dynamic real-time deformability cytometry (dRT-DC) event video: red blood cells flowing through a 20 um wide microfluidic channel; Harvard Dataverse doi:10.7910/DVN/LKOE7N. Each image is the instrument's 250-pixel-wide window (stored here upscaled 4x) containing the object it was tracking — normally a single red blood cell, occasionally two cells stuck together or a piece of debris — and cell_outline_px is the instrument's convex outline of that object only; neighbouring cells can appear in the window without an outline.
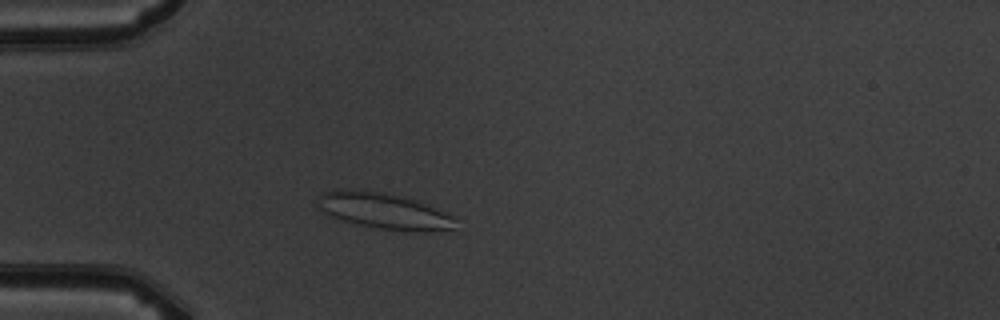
{"species": "common noctule bat (a hibernating species)", "species_latin": "Nyctalus noctula", "temperature_condition": "warm", "stored_images_in_passage": 2, "camera_frame_rate_fps": 3000, "um_per_image_px": 0.085, "animal": {"sex": "male", "body_mass_g": 19.5, "forearm_length_mm": 54.6}, "frame": {"image": 1, "passage_image": 2, "time_ms": 1.0, "image_size_px": [1000, 320], "cell_outline_px": [[460, 220], [452, 228], [424, 232], [412, 232], [380, 228], [360, 224], [344, 220], [332, 216], [324, 212], [316, 204], [320, 196], [324, 192], [380, 192], [404, 196], [416, 200], [452, 216]], "centroid_in_image_um": [32.74, 17.97], "position_along_channel_um": 52.3, "area_um2": 27.8}}